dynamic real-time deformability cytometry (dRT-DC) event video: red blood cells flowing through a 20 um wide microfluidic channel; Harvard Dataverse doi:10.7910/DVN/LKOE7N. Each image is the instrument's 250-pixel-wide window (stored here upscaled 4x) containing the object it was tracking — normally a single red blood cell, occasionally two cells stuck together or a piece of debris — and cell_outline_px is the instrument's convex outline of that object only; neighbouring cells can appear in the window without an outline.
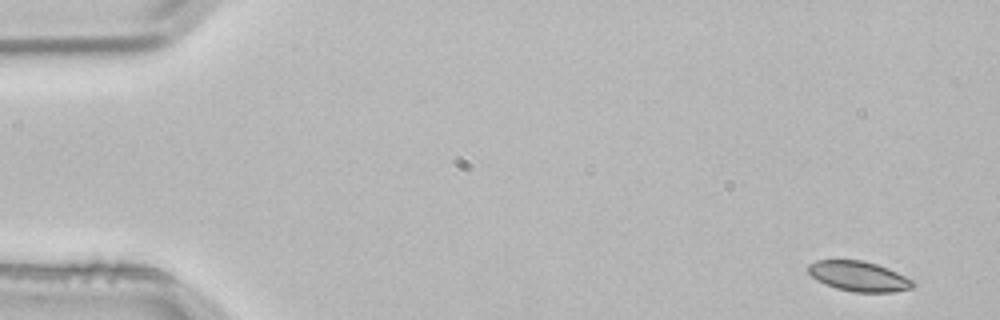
{"species": "common noctule bat (a hibernating species)", "species_latin": "Nyctalus noctula", "temperature_condition": "room temperature", "stored_images_in_passage": 4, "camera_frame_rate_fps": 3000, "um_per_image_px": 0.085, "animal": {"sex": "male", "body_mass_g": 21.5, "forearm_length_mm": 52.0}, "frame": {"image": 1, "passage_image": 1, "time_ms": 0.0, "image_size_px": [1000, 320], "cell_outline_px": [[916, 284], [912, 288], [892, 292], [852, 292], [836, 288], [812, 276], [808, 272], [808, 264], [816, 260], [864, 260], [888, 268], [912, 280]], "centroid_in_image_um": [73.01, 23.48], "position_along_channel_um": 12.0, "area_um2": 18.15}}
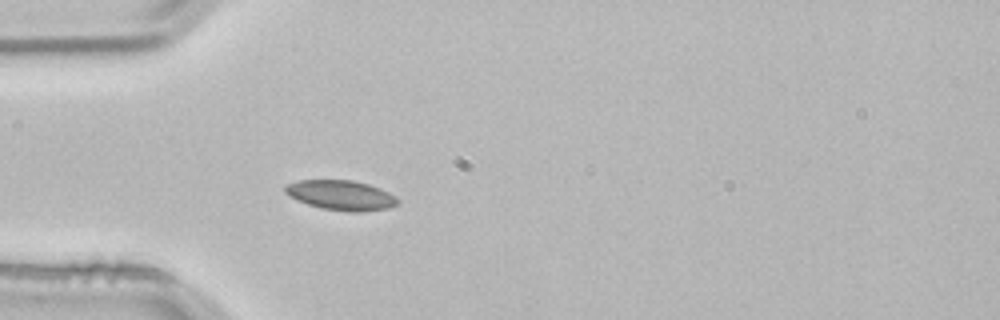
{"frame": {"image": 2, "passage_image": 4, "time_ms": 1.0, "image_size_px": [1000, 320], "cell_outline_px": [[400, 200], [396, 204], [388, 208], [360, 212], [352, 212], [320, 208], [296, 200], [284, 192], [284, 184], [296, 180], [352, 180], [368, 184], [380, 188], [396, 196]], "centroid_in_image_um": [28.95, 16.58], "position_along_channel_um": 56.0, "area_um2": 19.71}}